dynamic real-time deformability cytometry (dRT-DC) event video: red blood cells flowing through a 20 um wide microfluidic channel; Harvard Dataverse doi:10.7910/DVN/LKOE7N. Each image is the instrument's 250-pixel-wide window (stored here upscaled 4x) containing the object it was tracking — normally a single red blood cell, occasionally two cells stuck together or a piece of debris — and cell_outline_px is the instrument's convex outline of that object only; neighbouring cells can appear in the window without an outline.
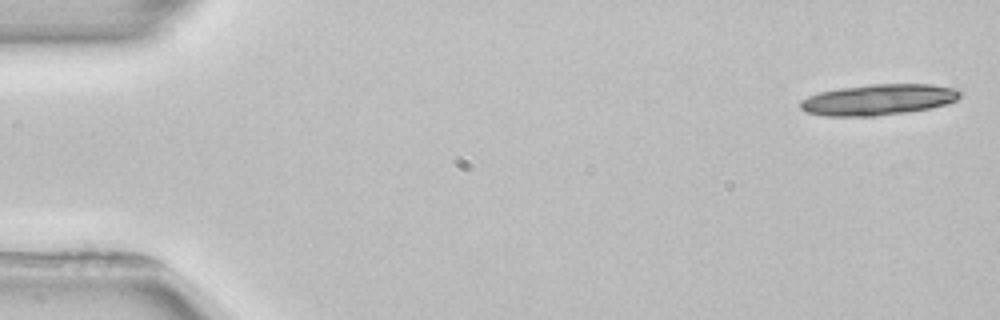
{"species": "common noctule bat (a hibernating species)", "species_latin": "Nyctalus noctula", "temperature_condition": "room temperature", "stored_images_in_passage": 5, "camera_frame_rate_fps": 3000, "um_per_image_px": 0.085, "animal": {"sex": "female", "body_mass_g": 22.7, "forearm_length_mm": 54.2}, "frame": {"image": 1, "passage_image": 1, "time_ms": 0.0, "image_size_px": [1000, 320], "cell_outline_px": [[960, 96], [956, 100], [932, 108], [908, 112], [876, 116], [824, 116], [804, 112], [800, 108], [800, 100], [808, 96], [820, 92], [840, 88], [872, 84], [932, 84], [956, 88], [960, 92]], "centroid_in_image_um": [74.64, 8.47], "position_along_channel_um": 10.4, "area_um2": 28.9}}
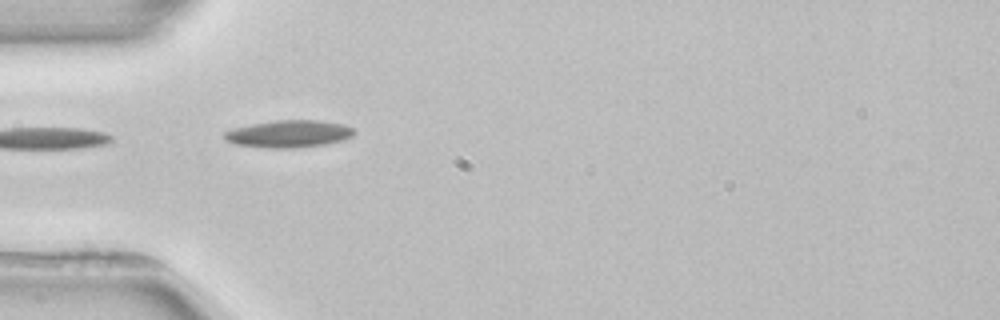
{"frame": {"image": 2, "passage_image": 4, "time_ms": 5.0, "image_size_px": [1000, 320], "cell_outline_px": [[356, 132], [352, 136], [344, 140], [324, 144], [296, 148], [268, 148], [236, 144], [228, 140], [224, 136], [224, 132], [232, 128], [252, 124], [276, 120], [316, 120], [344, 124], [352, 128]], "centroid_in_image_um": [24.58, 11.37], "position_along_channel_um": 60.4, "area_um2": 20.52}}